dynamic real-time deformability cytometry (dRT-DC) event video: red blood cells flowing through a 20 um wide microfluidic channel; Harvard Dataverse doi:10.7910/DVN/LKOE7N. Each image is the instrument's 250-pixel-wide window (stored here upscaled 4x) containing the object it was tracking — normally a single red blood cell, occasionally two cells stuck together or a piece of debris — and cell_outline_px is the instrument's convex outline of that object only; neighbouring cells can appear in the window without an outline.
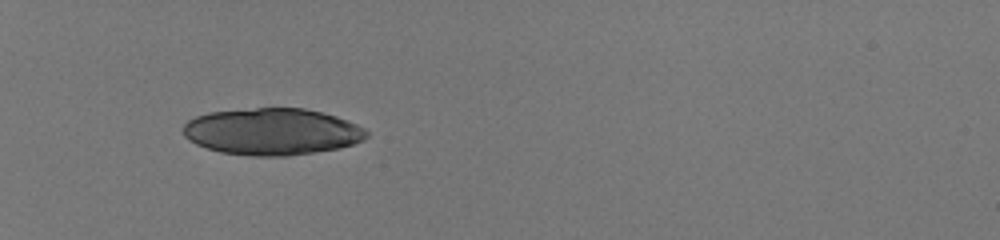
{"species": "human", "species_latin": "Homo sapiens", "temperature_condition": "room temperature", "stored_images_in_passage": 34, "camera_frame_rate_fps": 3000, "um_per_image_px": 0.085, "donor": {"sex": "male"}, "frame": {"image": 1, "passage_image": 1, "time_ms": 0.0, "image_size_px": [1000, 240], "cell_outline_px": [[368, 136], [364, 140], [340, 148], [288, 156], [248, 156], [220, 152], [196, 144], [188, 140], [184, 136], [180, 128], [188, 120], [196, 116], [208, 112], [256, 108], [304, 108], [336, 116], [356, 124], [364, 128], [368, 132]], "centroid_in_image_um": [23.09, 11.19], "position_along_channel_um": 61.9, "area_um2": 50.23}}
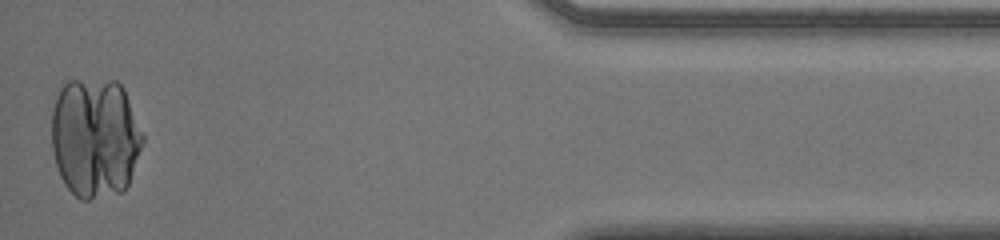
{"frame": {"image": 2, "passage_image": 34, "time_ms": 11.0, "image_size_px": [1000, 240], "cell_outline_px": [[144, 140], [128, 184], [120, 192], [88, 200], [80, 200], [64, 184], [60, 176], [52, 152], [52, 112], [56, 96], [60, 88], [68, 80], [116, 80], [124, 88], [144, 136]], "centroid_in_image_um": [8.07, 11.69], "position_along_channel_um": 427.1, "area_um2": 64.04}}